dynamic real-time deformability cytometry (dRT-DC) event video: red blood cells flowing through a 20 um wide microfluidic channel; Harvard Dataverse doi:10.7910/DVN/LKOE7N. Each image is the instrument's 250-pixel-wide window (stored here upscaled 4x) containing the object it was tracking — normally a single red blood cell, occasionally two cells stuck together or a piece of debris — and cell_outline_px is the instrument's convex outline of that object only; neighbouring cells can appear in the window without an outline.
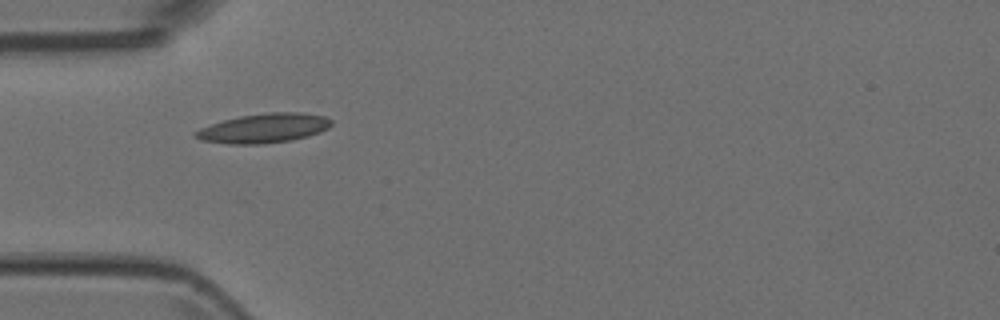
{"species": "Egyptian fruit bat (a non-hibernating species)", "species_latin": "Rousettus aegyptiacus", "temperature_condition": "room temperature", "stored_images_in_passage": 5, "camera_frame_rate_fps": 3000, "um_per_image_px": 0.085, "animal": {"sex": "female"}, "frame": {"image": 1, "passage_image": 4, "time_ms": 1.0, "image_size_px": [1000, 320], "cell_outline_px": [[332, 124], [328, 128], [320, 132], [308, 136], [292, 140], [260, 144], [228, 144], [200, 140], [192, 136], [192, 132], [200, 128], [224, 120], [240, 116], [268, 112], [304, 112], [324, 116], [332, 120]], "centroid_in_image_um": [22.42, 10.9], "position_along_channel_um": 62.6, "area_um2": 23.41}}
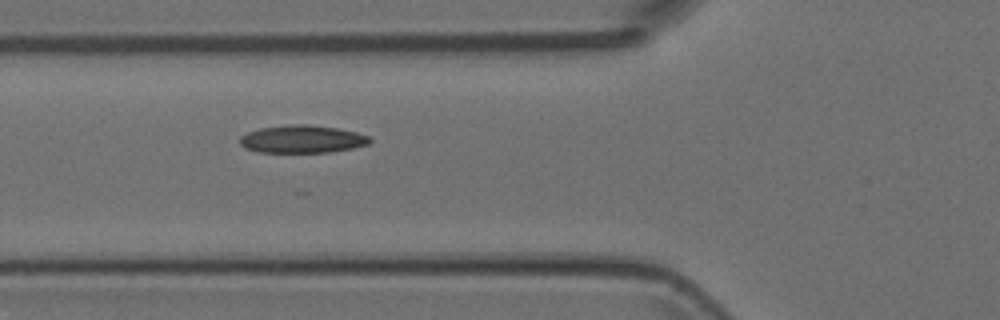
{"frame": {"image": 2, "passage_image": 5, "time_ms": 1.333, "image_size_px": [1000, 320], "cell_outline_px": [[372, 140], [368, 144], [352, 148], [328, 152], [260, 152], [244, 148], [240, 144], [240, 136], [248, 132], [260, 128], [288, 124], [304, 124], [336, 128], [356, 132], [368, 136]], "centroid_in_image_um": [25.66, 11.82], "position_along_channel_um": 100.1, "area_um2": 20.87}}